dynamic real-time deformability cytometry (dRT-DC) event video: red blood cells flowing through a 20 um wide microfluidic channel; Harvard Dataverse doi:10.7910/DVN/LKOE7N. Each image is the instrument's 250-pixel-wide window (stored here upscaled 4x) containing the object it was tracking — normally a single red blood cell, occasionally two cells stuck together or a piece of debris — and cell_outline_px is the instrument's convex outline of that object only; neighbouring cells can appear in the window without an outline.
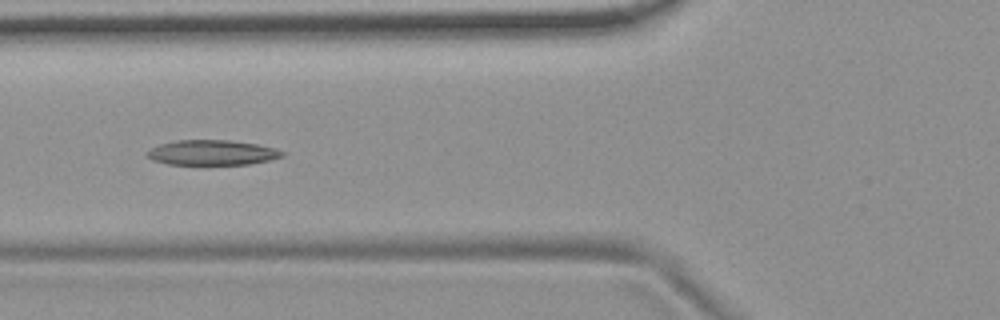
{"species": "common noctule bat (a hibernating species)", "species_latin": "Nyctalus noctula", "temperature_condition": "room temperature", "stored_images_in_passage": 6, "camera_frame_rate_fps": 3000, "um_per_image_px": 0.085, "animal": {"sex": "female", "body_mass_g": 19.9}, "frame": {"image": 1, "passage_image": 5, "time_ms": 4.667, "image_size_px": [1000, 320], "cell_outline_px": [[284, 156], [272, 160], [248, 164], [168, 164], [152, 160], [144, 156], [144, 152], [160, 144], [176, 140], [228, 140], [256, 144], [272, 148], [284, 152]], "centroid_in_image_um": [17.98, 12.97], "position_along_channel_um": 107.8, "area_um2": 19.71}}
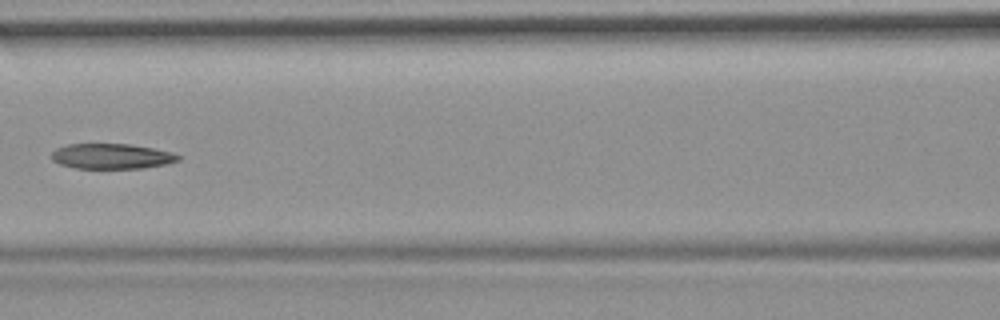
{"frame": {"image": 2, "passage_image": 6, "time_ms": 6.0, "image_size_px": [1000, 320], "cell_outline_px": [[180, 160], [168, 164], [144, 168], [76, 168], [60, 164], [52, 160], [52, 152], [56, 148], [68, 144], [128, 144], [152, 148], [172, 152], [180, 156]], "centroid_in_image_um": [9.5, 13.28], "position_along_channel_um": 157.1, "area_um2": 18.61}}